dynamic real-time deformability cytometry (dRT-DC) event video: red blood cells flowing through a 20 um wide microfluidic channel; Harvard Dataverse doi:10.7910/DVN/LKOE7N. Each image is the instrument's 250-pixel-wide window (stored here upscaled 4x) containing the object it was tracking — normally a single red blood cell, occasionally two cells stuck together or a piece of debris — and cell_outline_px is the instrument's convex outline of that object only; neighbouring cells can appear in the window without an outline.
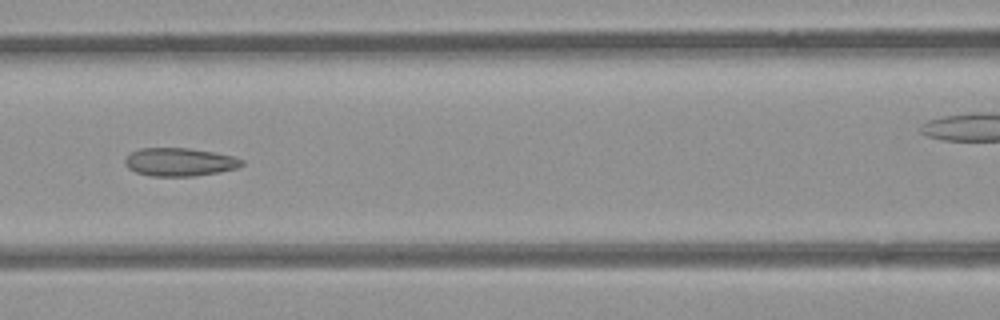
{"species": "common noctule bat (a hibernating species)", "species_latin": "Nyctalus noctula", "temperature_condition": "room temperature", "stored_images_in_passage": 7, "segment_of_instrument_passage": [1, 2], "camera_frame_rate_fps": 3000, "um_per_image_px": 0.085, "animal": {"sex": "female", "body_mass_g": 21.9}, "frame": {"image": 1, "passage_image": 6, "time_ms": 5.667, "image_size_px": [1000, 320], "cell_outline_px": [[244, 164], [236, 168], [220, 172], [196, 176], [152, 176], [136, 172], [128, 168], [124, 164], [124, 160], [132, 152], [140, 148], [188, 148], [212, 152], [232, 156], [244, 160]], "centroid_in_image_um": [15.26, 13.77], "position_along_channel_um": 151.3, "area_um2": 19.13}}